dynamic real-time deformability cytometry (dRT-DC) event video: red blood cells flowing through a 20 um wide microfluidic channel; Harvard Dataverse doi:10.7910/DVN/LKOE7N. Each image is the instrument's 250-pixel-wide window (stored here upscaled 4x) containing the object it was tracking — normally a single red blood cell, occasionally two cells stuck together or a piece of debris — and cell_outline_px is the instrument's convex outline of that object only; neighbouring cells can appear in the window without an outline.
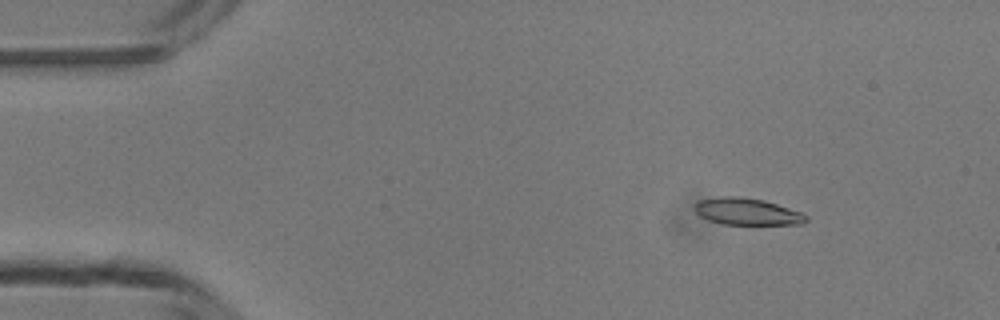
{"species": "common noctule bat (a hibernating species)", "species_latin": "Nyctalus noctula", "temperature_condition": "room temperature", "stored_images_in_passage": 4, "camera_frame_rate_fps": 3000, "um_per_image_px": 0.085, "animal": {"sex": "male", "body_mass_g": 13.3}, "frame": {"image": 1, "passage_image": 2, "time_ms": 2.0, "image_size_px": [1000, 320], "cell_outline_px": [[808, 220], [804, 224], [724, 224], [708, 220], [700, 216], [696, 212], [696, 204], [700, 200], [724, 196], [740, 196], [764, 200], [800, 212], [808, 216]], "centroid_in_image_um": [63.52, 17.99], "position_along_channel_um": 21.5, "area_um2": 17.22}}